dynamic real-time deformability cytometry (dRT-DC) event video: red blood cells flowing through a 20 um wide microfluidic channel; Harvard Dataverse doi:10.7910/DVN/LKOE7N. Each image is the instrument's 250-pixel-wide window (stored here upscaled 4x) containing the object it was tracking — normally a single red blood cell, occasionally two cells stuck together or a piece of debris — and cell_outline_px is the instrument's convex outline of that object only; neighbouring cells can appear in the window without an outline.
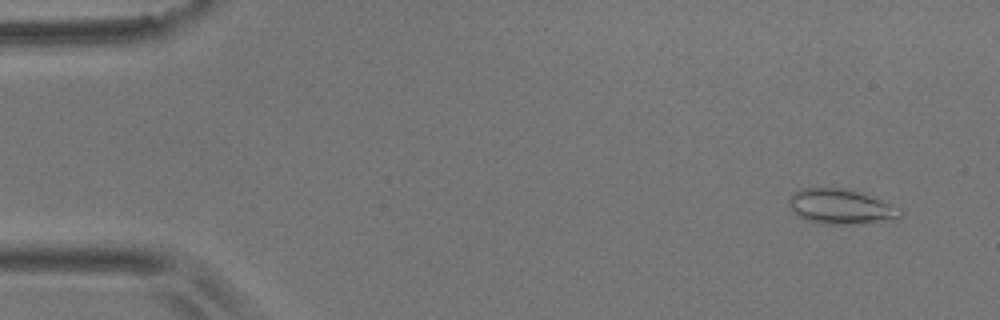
{"species": "common noctule bat (a hibernating species)", "species_latin": "Nyctalus noctula", "temperature_condition": "room temperature", "stored_images_in_passage": 6, "camera_frame_rate_fps": 3000, "um_per_image_px": 0.085, "animal": {"sex": "male", "body_mass_g": 17.9}, "frame": {"image": 1, "passage_image": 2, "time_ms": 1.0, "image_size_px": [1000, 320], "cell_outline_px": [[904, 216], [896, 220], [872, 224], [820, 224], [808, 220], [792, 212], [788, 204], [788, 196], [800, 188], [848, 188], [868, 192], [900, 208], [904, 212]], "centroid_in_image_um": [71.57, 17.56], "position_along_channel_um": 13.4, "area_um2": 23.87}}